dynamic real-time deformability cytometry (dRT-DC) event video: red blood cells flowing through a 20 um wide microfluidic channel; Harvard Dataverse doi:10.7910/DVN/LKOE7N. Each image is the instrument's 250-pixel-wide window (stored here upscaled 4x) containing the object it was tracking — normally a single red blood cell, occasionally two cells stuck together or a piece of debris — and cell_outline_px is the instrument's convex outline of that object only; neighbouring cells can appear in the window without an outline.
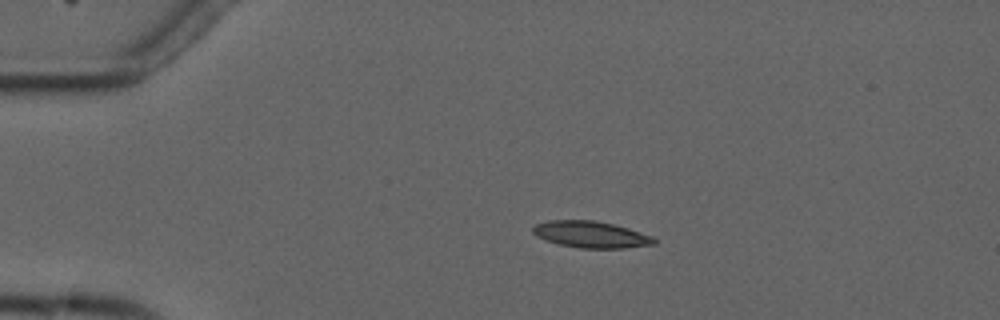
{"species": "common noctule bat (a hibernating species)", "species_latin": "Nyctalus noctula", "temperature_condition": "cold", "stored_images_in_passage": 6, "camera_frame_rate_fps": 3000, "um_per_image_px": 0.085, "animal": {"sex": "male", "forearm_length_mm": 52.5}, "frame": {"image": 1, "passage_image": 3, "time_ms": 3.333, "image_size_px": [1000, 320], "cell_outline_px": [[656, 244], [624, 248], [580, 248], [560, 244], [536, 236], [532, 232], [532, 228], [536, 224], [548, 220], [596, 220], [628, 228], [652, 236], [656, 240]], "centroid_in_image_um": [50.23, 19.92], "position_along_channel_um": 34.8, "area_um2": 18.67}}
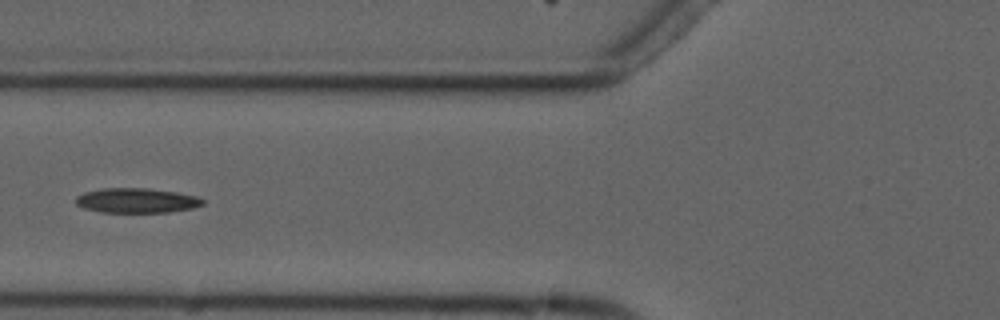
{"frame": {"image": 2, "passage_image": 6, "time_ms": 6.667, "image_size_px": [1000, 320], "cell_outline_px": [[204, 204], [192, 208], [168, 212], [100, 212], [84, 208], [76, 204], [76, 196], [84, 192], [100, 188], [148, 188], [176, 192], [196, 196], [204, 200]], "centroid_in_image_um": [11.59, 17.04], "position_along_channel_um": 114.2, "area_um2": 18.32}}